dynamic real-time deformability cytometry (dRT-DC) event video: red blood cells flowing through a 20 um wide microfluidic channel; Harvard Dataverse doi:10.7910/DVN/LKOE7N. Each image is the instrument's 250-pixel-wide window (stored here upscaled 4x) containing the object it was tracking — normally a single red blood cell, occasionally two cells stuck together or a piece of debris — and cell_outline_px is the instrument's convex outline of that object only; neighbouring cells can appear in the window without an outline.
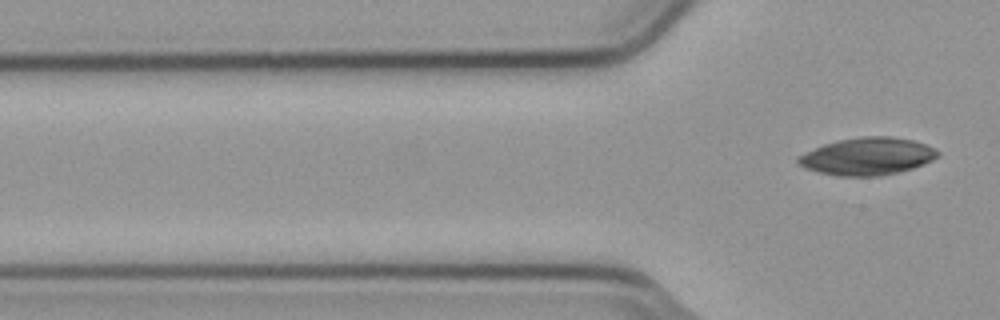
{"species": "common noctule bat (a hibernating species)", "species_latin": "Nyctalus noctula", "temperature_condition": "cold", "stored_images_in_passage": 5, "camera_frame_rate_fps": 3000, "um_per_image_px": 0.085, "animal": {"sex": "male", "body_mass_g": 23.1, "forearm_length_mm": 52.7}, "frame": {"image": 1, "passage_image": 5, "time_ms": 1.333, "image_size_px": [1000, 320], "cell_outline_px": [[940, 156], [924, 164], [912, 168], [880, 176], [836, 176], [804, 168], [796, 160], [796, 156], [824, 144], [840, 140], [860, 136], [892, 136], [912, 140], [924, 144], [940, 152]], "centroid_in_image_um": [73.72, 13.29], "position_along_channel_um": 52.1, "area_um2": 30.35}}